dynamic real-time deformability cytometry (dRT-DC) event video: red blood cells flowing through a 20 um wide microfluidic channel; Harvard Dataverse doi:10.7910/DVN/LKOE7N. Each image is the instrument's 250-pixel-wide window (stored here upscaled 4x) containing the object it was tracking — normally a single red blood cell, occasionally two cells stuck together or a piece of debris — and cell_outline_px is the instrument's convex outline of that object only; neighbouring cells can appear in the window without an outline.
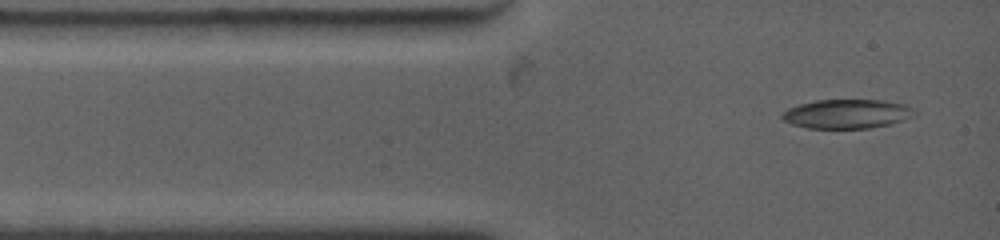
{"species": "common noctule bat (a hibernating species)", "species_latin": "Nyctalus noctula", "temperature_condition": "warm", "stored_images_in_passage": 13, "camera_frame_rate_fps": 4500, "um_per_image_px": 0.085, "animal": {"sex": "female", "body_mass_g": 19.0, "forearm_length_mm": 53.3}, "frame": {"image": 1, "passage_image": 1, "time_ms": 0.0, "image_size_px": [1000, 240], "cell_outline_px": [[916, 116], [892, 124], [868, 128], [804, 128], [792, 124], [784, 120], [780, 116], [788, 108], [800, 104], [816, 100], [880, 100], [904, 104], [912, 108], [916, 112]], "centroid_in_image_um": [72.01, 9.68], "position_along_channel_um": 13.0, "area_um2": 22.54}}
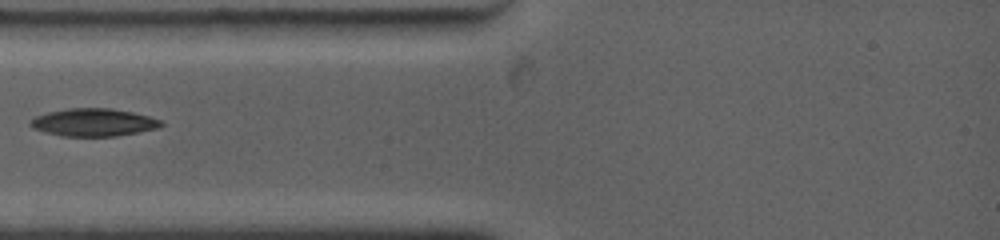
{"frame": {"image": 2, "passage_image": 4, "time_ms": 2.444, "image_size_px": [1000, 240], "cell_outline_px": [[164, 124], [160, 128], [116, 136], [60, 136], [32, 128], [28, 124], [36, 116], [48, 112], [68, 108], [112, 108], [132, 112], [148, 116], [160, 120]], "centroid_in_image_um": [7.96, 10.4], "position_along_channel_um": 77.0, "area_um2": 21.1}}
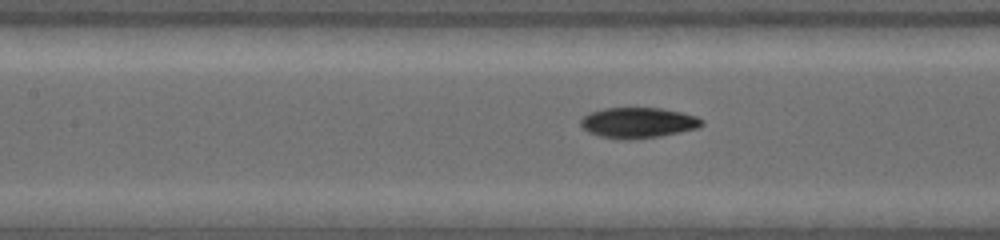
{"frame": {"image": 3, "passage_image": 11, "time_ms": 4.444, "image_size_px": [1000, 240], "cell_outline_px": [[704, 124], [696, 128], [680, 132], [660, 136], [628, 140], [620, 140], [600, 136], [588, 132], [580, 124], [580, 120], [584, 116], [592, 112], [604, 108], [660, 108], [680, 112], [696, 116]], "centroid_in_image_um": [54.21, 10.44], "position_along_channel_um": 153.2, "area_um2": 21.39}}